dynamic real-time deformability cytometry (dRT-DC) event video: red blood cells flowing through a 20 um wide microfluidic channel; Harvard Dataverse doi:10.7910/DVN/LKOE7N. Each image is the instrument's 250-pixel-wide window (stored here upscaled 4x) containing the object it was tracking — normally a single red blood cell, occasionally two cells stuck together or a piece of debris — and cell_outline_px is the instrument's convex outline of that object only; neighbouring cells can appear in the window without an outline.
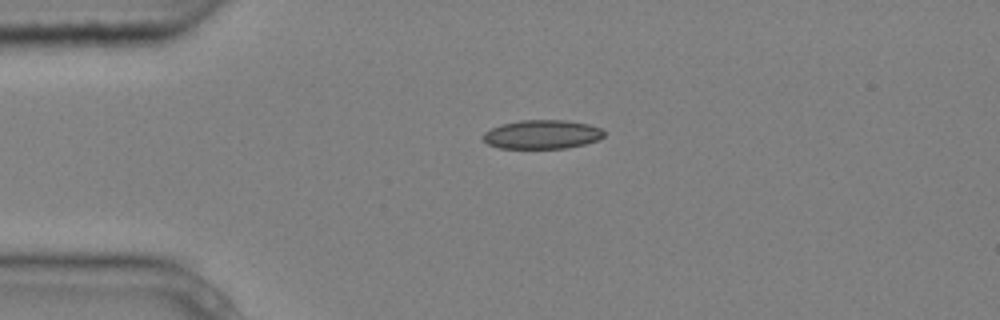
{"species": "common noctule bat (a hibernating species)", "species_latin": "Nyctalus noctula", "temperature_condition": "cold", "stored_images_in_passage": 2, "camera_frame_rate_fps": 3000, "um_per_image_px": 0.085, "animal": {"sex": "male", "body_mass_g": 20.4}, "frame": {"image": 1, "passage_image": 1, "time_ms": 0.0, "image_size_px": [1000, 320], "cell_outline_px": [[604, 136], [596, 140], [584, 144], [568, 148], [500, 148], [488, 144], [480, 136], [484, 132], [500, 124], [520, 120], [564, 120], [588, 124], [600, 128], [604, 132]], "centroid_in_image_um": [46.04, 11.42], "position_along_channel_um": 39.0, "area_um2": 20.35}}